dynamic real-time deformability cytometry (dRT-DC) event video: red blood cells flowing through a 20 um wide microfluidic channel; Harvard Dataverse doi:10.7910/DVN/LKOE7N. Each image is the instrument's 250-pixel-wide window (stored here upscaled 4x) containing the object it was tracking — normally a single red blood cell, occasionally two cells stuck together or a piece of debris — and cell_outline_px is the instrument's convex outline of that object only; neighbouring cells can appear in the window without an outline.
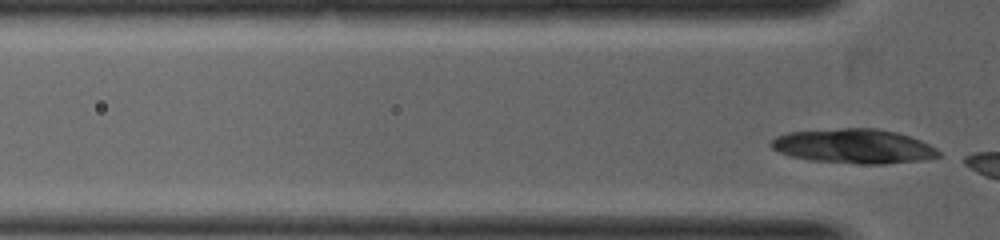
{"species": "common noctule bat (a hibernating species)", "species_latin": "Nyctalus noctula", "temperature_condition": "warm", "stored_images_in_passage": 4, "segment_of_instrument_passage": [2, 2], "camera_frame_rate_fps": 5000, "um_per_image_px": 0.085, "animal": {"sex": "female", "body_mass_g": 19.0, "forearm_length_mm": 53.3}, "frame": {"image": 1, "passage_image": 4, "time_ms": 2.6, "image_size_px": [1000, 240], "cell_outline_px": [[940, 156], [924, 160], [884, 164], [864, 164], [808, 160], [788, 156], [772, 148], [768, 144], [776, 136], [788, 132], [840, 128], [876, 128], [896, 132], [920, 140], [936, 148], [940, 152]], "centroid_in_image_um": [72.55, 12.43], "position_along_channel_um": 53.3, "area_um2": 33.76}}